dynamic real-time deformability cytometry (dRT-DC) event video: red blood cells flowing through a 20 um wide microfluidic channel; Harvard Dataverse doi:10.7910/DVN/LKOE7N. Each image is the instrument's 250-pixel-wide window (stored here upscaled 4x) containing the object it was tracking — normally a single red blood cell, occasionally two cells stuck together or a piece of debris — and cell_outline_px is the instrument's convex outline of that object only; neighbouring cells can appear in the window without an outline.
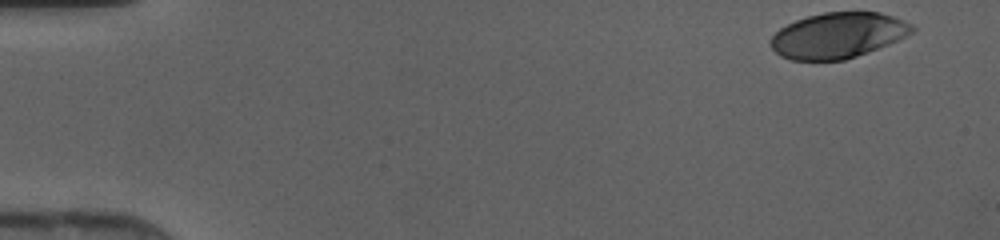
{"species": "human", "species_latin": "Homo sapiens", "temperature_condition": "cold", "stored_images_in_passage": 37, "camera_frame_rate_fps": 3000, "um_per_image_px": 0.085, "donor": {"sex": "female"}, "frame": {"image": 1, "passage_image": 1, "time_ms": 0.0, "image_size_px": [1000, 240], "cell_outline_px": [[916, 32], [888, 44], [868, 52], [844, 60], [792, 60], [780, 56], [768, 44], [768, 40], [780, 28], [796, 20], [808, 16], [824, 12], [880, 12], [904, 20], [912, 24], [916, 28]], "centroid_in_image_um": [71.23, 3.0], "position_along_channel_um": 13.8, "area_um2": 37.69}}
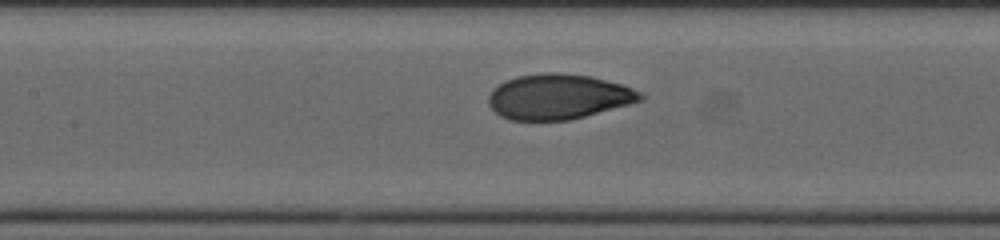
{"frame": {"image": 2, "passage_image": 20, "time_ms": 6.333, "image_size_px": [1000, 240], "cell_outline_px": [[644, 100], [584, 116], [568, 120], [508, 120], [500, 116], [488, 104], [488, 96], [492, 88], [516, 76], [544, 72], [560, 72], [588, 76], [624, 84], [640, 92], [644, 96]], "centroid_in_image_um": [47.45, 8.21], "position_along_channel_um": 160.0, "area_um2": 40.0}}
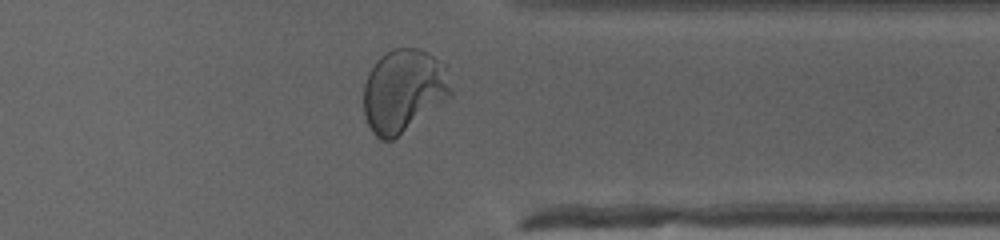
{"frame": {"image": 3, "passage_image": 35, "time_ms": 11.333, "image_size_px": [1000, 240], "cell_outline_px": [[452, 92], [448, 96], [392, 140], [380, 140], [372, 132], [364, 116], [364, 84], [368, 72], [376, 60], [380, 56], [392, 48], [420, 48], [448, 64]], "centroid_in_image_um": [34.29, 7.65], "position_along_channel_um": 377.1, "area_um2": 42.08}}